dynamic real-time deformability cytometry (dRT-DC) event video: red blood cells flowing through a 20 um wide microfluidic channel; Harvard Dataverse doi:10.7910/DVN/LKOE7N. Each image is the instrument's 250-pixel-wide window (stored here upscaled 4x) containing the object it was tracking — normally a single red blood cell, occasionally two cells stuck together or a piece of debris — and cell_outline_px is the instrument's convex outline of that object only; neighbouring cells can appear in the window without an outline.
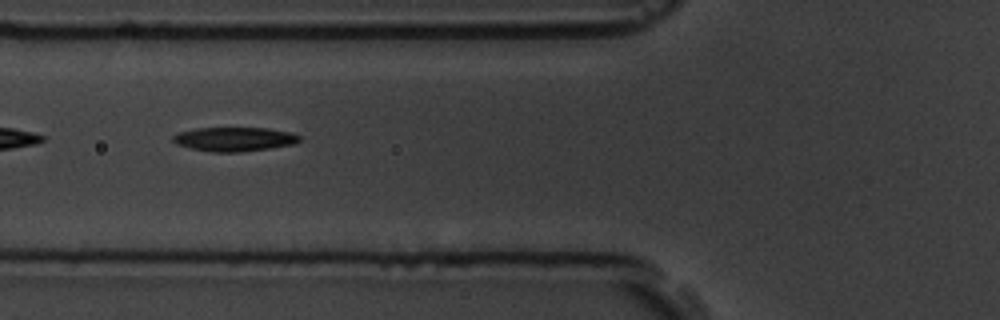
{"species": "common noctule bat (a hibernating species)", "species_latin": "Nyctalus noctula", "temperature_condition": "room temperature", "stored_images_in_passage": 6, "camera_frame_rate_fps": 3000, "um_per_image_px": 0.085, "animal": {"sex": "male", "body_mass_g": 19.5, "forearm_length_mm": 54.6}, "frame": {"image": 1, "passage_image": 5, "time_ms": 6.667, "image_size_px": [1000, 320], "cell_outline_px": [[300, 140], [296, 144], [240, 152], [212, 152], [192, 148], [176, 144], [172, 140], [172, 136], [180, 132], [196, 128], [268, 128], [292, 132], [300, 136]], "centroid_in_image_um": [19.94, 11.82], "position_along_channel_um": 105.9, "area_um2": 17.74}}
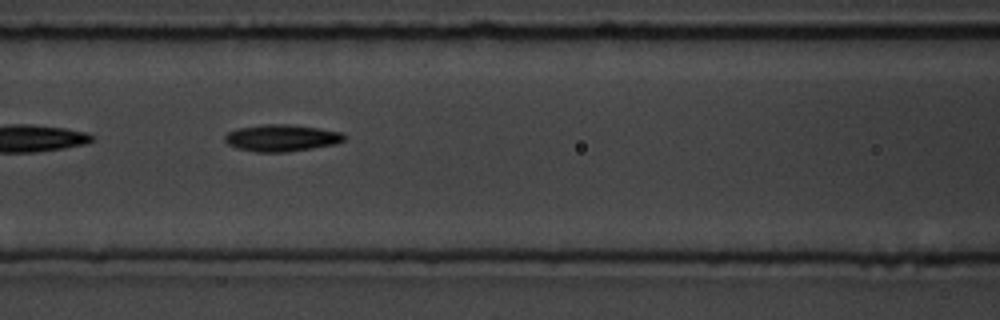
{"frame": {"image": 2, "passage_image": 6, "time_ms": 7.667, "image_size_px": [1000, 320], "cell_outline_px": [[344, 140], [332, 144], [312, 148], [284, 152], [256, 152], [236, 148], [228, 144], [224, 140], [224, 136], [228, 132], [240, 128], [264, 124], [288, 124], [320, 128], [340, 132], [344, 136]], "centroid_in_image_um": [23.88, 11.72], "position_along_channel_um": 142.7, "area_um2": 18.44}}